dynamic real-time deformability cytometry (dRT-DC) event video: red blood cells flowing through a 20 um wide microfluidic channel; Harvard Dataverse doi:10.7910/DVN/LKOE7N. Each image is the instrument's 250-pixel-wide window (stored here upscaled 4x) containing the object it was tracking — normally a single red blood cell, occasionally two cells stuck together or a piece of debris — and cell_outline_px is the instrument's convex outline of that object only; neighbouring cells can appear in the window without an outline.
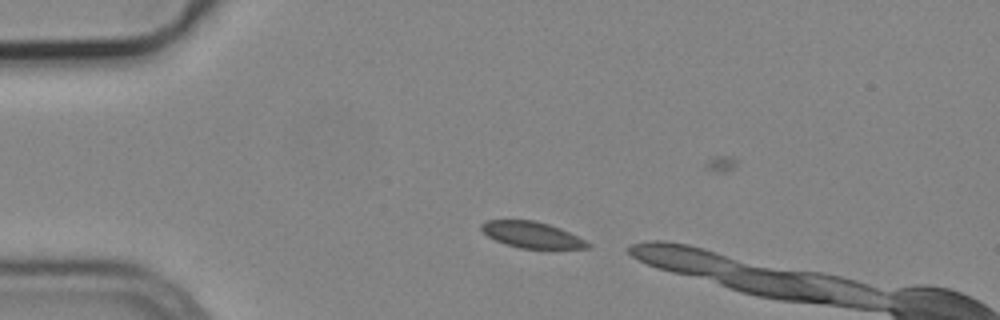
{"species": "common noctule bat (a hibernating species)", "species_latin": "Nyctalus noctula", "temperature_condition": "cold", "stored_images_in_passage": 17, "camera_frame_rate_fps": 3000, "um_per_image_px": 0.085, "animal": {"sex": "male", "body_mass_g": 19.2, "forearm_length_mm": 51.8}, "frame": {"image": 1, "passage_image": 10, "time_ms": 3.0, "image_size_px": [1000, 320], "cell_outline_px": [[592, 248], [520, 248], [504, 244], [488, 236], [480, 228], [480, 224], [488, 220], [532, 220], [548, 224], [560, 228], [592, 244]], "centroid_in_image_um": [45.19, 19.96], "position_along_channel_um": 39.8, "area_um2": 16.01}}